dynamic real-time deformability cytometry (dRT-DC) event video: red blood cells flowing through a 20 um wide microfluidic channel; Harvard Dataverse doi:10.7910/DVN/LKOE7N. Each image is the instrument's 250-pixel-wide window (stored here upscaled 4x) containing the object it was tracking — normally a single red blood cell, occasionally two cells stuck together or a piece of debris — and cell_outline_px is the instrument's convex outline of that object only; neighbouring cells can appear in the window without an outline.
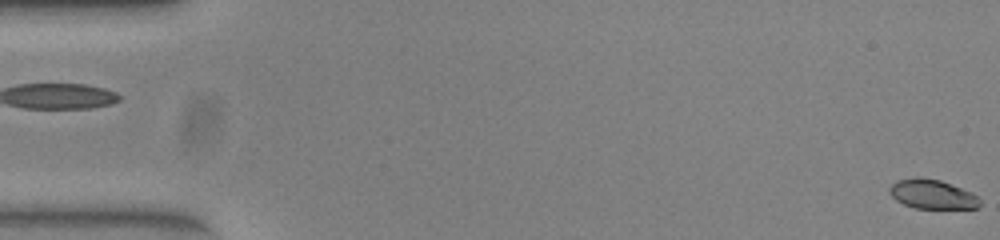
{"species": "common noctule bat (a hibernating species)", "species_latin": "Nyctalus noctula", "temperature_condition": "warm", "stored_images_in_passage": 53, "camera_frame_rate_fps": 3000, "um_per_image_px": 0.085, "animal": {"sex": "female", "body_mass_g": 23.0, "forearm_length_mm": 53.4}, "frame": {"image": 1, "passage_image": 1, "time_ms": 0.0, "image_size_px": [1000, 240], "cell_outline_px": [[980, 204], [976, 208], [916, 208], [904, 204], [896, 200], [888, 192], [888, 188], [896, 180], [916, 176], [920, 176], [940, 180], [972, 192], [980, 200]], "centroid_in_image_um": [79.2, 16.48], "position_along_channel_um": 5.8, "area_um2": 15.49}}
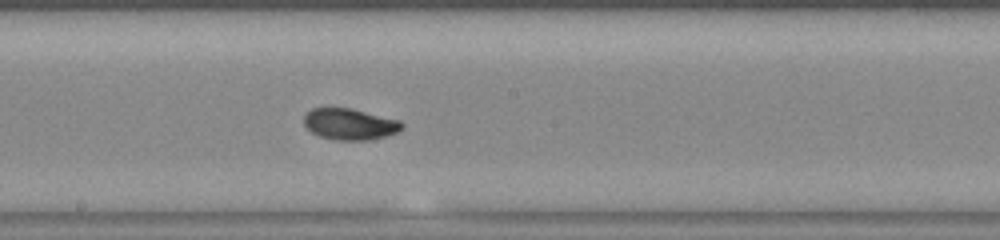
{"frame": {"image": 2, "passage_image": 29, "time_ms": 9.333, "image_size_px": [1000, 240], "cell_outline_px": [[404, 124], [396, 132], [384, 136], [368, 140], [336, 140], [320, 136], [312, 132], [304, 124], [304, 116], [312, 108], [352, 108], [400, 120]], "centroid_in_image_um": [29.73, 10.54], "position_along_channel_um": 218.5, "area_um2": 17.69}}
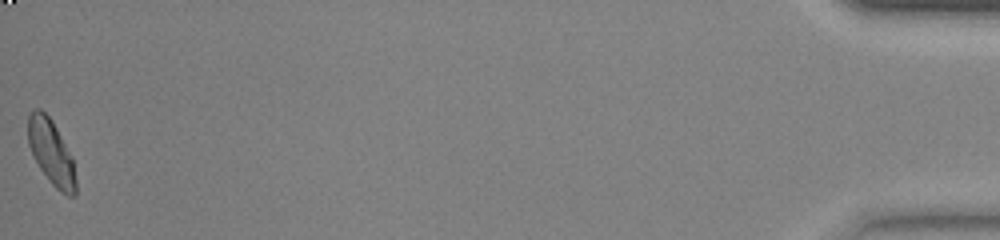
{"frame": {"image": 3, "passage_image": 53, "time_ms": 17.333, "image_size_px": [1000, 240], "cell_outline_px": [[76, 192], [72, 196], [68, 196], [60, 192], [52, 184], [40, 168], [28, 144], [28, 116], [32, 108], [40, 108], [52, 120], [72, 156], [76, 180]], "centroid_in_image_um": [4.36, 12.93], "position_along_channel_um": 430.8, "area_um2": 17.98}, "authors_computed_cell_mechanics": {"area_um2": 17.5712, "velocity_mm_per_s": 3.9439, "shape_relaxation_time_tau1_ms": 4.1191, "shape_relaxation_time_tau2_ms": 1.488, "deformation_change_tau1": 0.1347, "deformation_change_tau2": 0.0483}}